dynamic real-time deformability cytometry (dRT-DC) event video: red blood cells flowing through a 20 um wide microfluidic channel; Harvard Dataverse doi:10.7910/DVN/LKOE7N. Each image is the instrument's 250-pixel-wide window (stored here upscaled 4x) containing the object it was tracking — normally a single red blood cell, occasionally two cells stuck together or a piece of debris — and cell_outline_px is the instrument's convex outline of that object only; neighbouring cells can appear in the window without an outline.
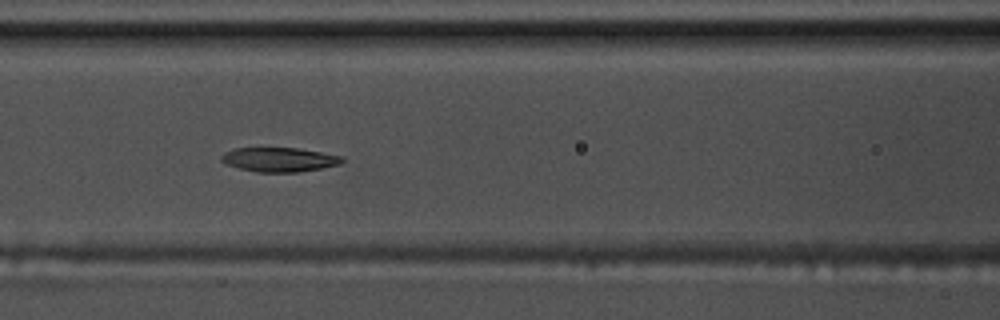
{"species": "common noctule bat (a hibernating species)", "species_latin": "Nyctalus noctula", "temperature_condition": "warm", "stored_images_in_passage": 8, "camera_frame_rate_fps": 3000, "um_per_image_px": 0.085, "animal": {"sex": "male", "body_mass_g": 17.5, "forearm_length_mm": 52.3}, "frame": {"image": 1, "passage_image": 8, "time_ms": 2.333, "image_size_px": [1000, 320], "cell_outline_px": [[344, 160], [340, 164], [300, 172], [256, 172], [224, 164], [220, 160], [220, 156], [224, 152], [236, 148], [296, 148], [320, 152], [340, 156]], "centroid_in_image_um": [23.68, 13.57], "position_along_channel_um": 142.9, "area_um2": 16.99}}